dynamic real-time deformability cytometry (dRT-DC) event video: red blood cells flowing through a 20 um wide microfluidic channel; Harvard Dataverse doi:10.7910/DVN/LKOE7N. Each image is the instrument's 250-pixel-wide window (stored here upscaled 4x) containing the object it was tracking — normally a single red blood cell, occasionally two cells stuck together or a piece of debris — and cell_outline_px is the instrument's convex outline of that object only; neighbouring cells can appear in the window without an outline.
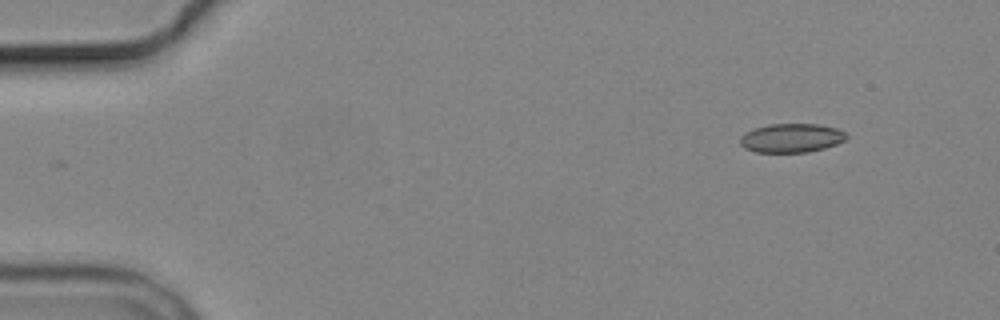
{"species": "common noctule bat (a hibernating species)", "species_latin": "Nyctalus noctula", "temperature_condition": "cold", "stored_images_in_passage": 7, "camera_frame_rate_fps": 3000, "um_per_image_px": 0.085, "animal": {"sex": "male", "body_mass_g": 19.2, "forearm_length_mm": 51.8}, "frame": {"image": 1, "passage_image": 1, "time_ms": 0.0, "image_size_px": [1000, 320], "cell_outline_px": [[848, 136], [844, 140], [836, 144], [824, 148], [808, 152], [756, 152], [744, 148], [740, 144], [740, 136], [756, 128], [768, 124], [820, 124], [836, 128], [844, 132]], "centroid_in_image_um": [67.27, 11.73], "position_along_channel_um": 17.7, "area_um2": 17.8}}
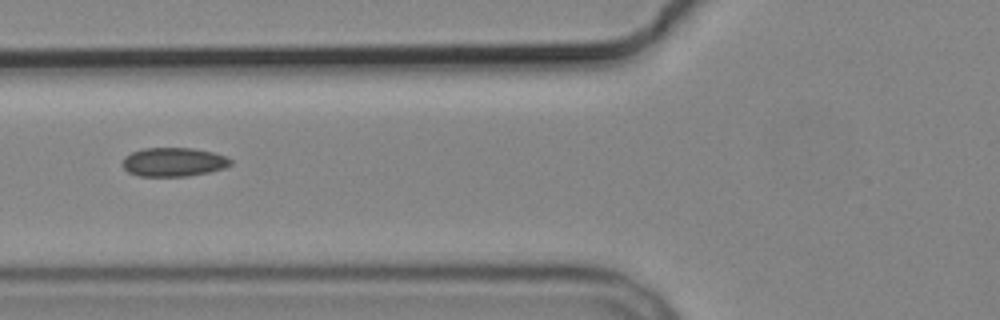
{"frame": {"image": 2, "passage_image": 5, "time_ms": 5.333, "image_size_px": [1000, 320], "cell_outline_px": [[232, 164], [224, 168], [208, 172], [188, 176], [140, 176], [128, 172], [124, 168], [124, 156], [132, 152], [144, 148], [192, 148], [212, 152], [224, 156], [232, 160]], "centroid_in_image_um": [14.76, 13.77], "position_along_channel_um": 111.0, "area_um2": 18.03}}
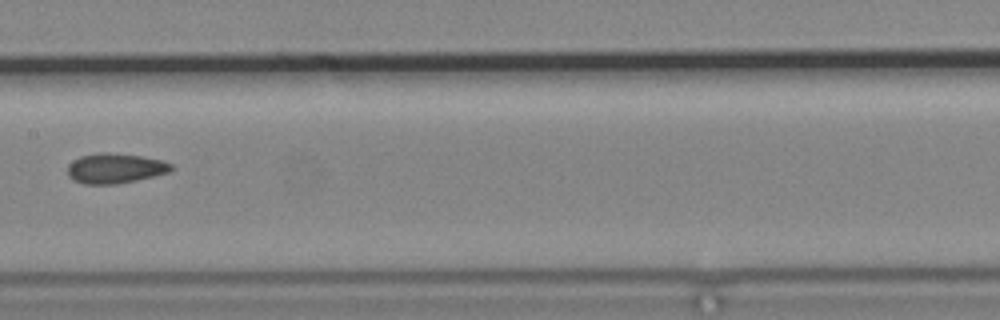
{"frame": {"image": 3, "passage_image": 7, "time_ms": 7.667, "image_size_px": [1000, 320], "cell_outline_px": [[172, 168], [168, 172], [136, 180], [116, 184], [84, 184], [72, 180], [68, 176], [68, 164], [72, 160], [80, 156], [100, 152], [108, 152], [140, 156], [160, 160], [172, 164]], "centroid_in_image_um": [9.72, 14.3], "position_along_channel_um": 197.7, "area_um2": 18.03}}